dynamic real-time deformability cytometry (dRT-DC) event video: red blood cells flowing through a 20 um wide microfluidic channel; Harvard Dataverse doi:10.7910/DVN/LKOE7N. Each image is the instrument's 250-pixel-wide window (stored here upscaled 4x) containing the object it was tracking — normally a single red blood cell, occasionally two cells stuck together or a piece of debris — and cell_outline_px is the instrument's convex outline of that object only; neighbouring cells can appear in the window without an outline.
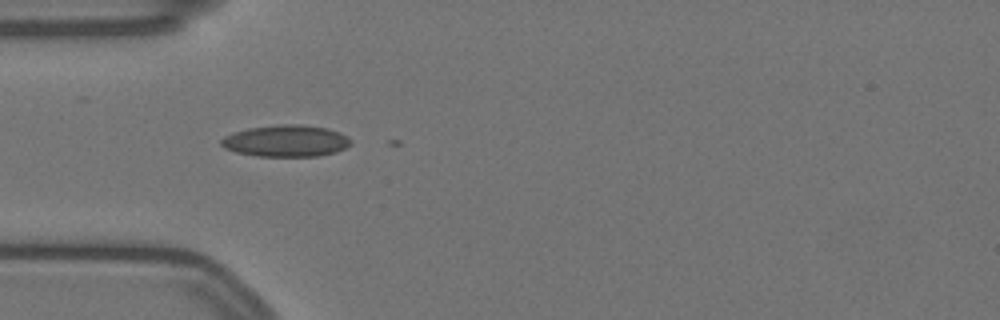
{"species": "Egyptian fruit bat (a non-hibernating species)", "species_latin": "Rousettus aegyptiacus", "temperature_condition": "warm", "stored_images_in_passage": 4, "camera_frame_rate_fps": 3000, "um_per_image_px": 0.085, "animal": {"sex": "female"}, "frame": {"image": 1, "passage_image": 1, "time_ms": 0.0, "image_size_px": [1000, 320], "cell_outline_px": [[352, 144], [336, 152], [316, 156], [256, 156], [236, 152], [224, 148], [220, 144], [220, 140], [224, 136], [232, 132], [248, 128], [280, 124], [304, 124], [328, 128], [340, 132], [348, 136], [352, 140]], "centroid_in_image_um": [24.31, 11.96], "position_along_channel_um": 60.7, "area_um2": 24.22}}